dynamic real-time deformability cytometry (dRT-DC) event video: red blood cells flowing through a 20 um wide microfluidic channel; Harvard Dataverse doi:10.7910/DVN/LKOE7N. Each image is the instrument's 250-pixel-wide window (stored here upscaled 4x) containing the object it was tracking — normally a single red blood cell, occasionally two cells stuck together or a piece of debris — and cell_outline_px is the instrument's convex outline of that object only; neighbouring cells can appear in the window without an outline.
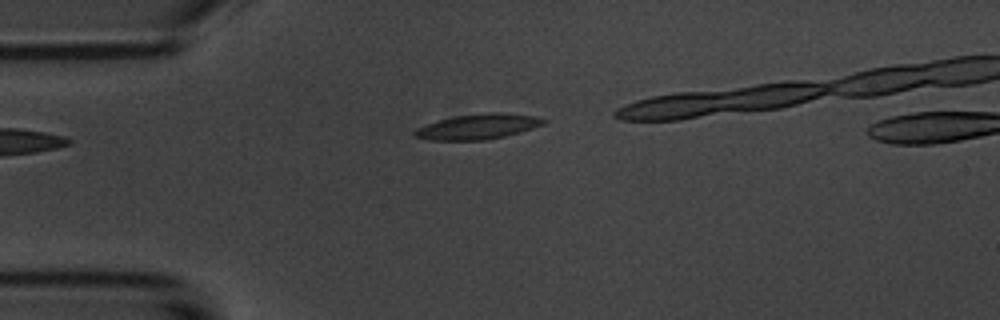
{"species": "common noctule bat (a hibernating species)", "species_latin": "Nyctalus noctula", "temperature_condition": "room temperature", "stored_images_in_passage": 3, "camera_frame_rate_fps": 3000, "um_per_image_px": 0.085, "animal": {"sex": "male", "body_mass_g": 20.1, "forearm_length_mm": 53.5}, "frame": {"image": 1, "passage_image": 3, "time_ms": 2.333, "image_size_px": [1000, 320], "cell_outline_px": [[548, 120], [544, 124], [520, 132], [504, 136], [484, 140], [428, 140], [412, 136], [412, 132], [416, 128], [440, 120], [456, 116], [488, 112], [496, 112], [536, 116]], "centroid_in_image_um": [40.61, 10.77], "position_along_channel_um": 44.4, "area_um2": 18.84}}